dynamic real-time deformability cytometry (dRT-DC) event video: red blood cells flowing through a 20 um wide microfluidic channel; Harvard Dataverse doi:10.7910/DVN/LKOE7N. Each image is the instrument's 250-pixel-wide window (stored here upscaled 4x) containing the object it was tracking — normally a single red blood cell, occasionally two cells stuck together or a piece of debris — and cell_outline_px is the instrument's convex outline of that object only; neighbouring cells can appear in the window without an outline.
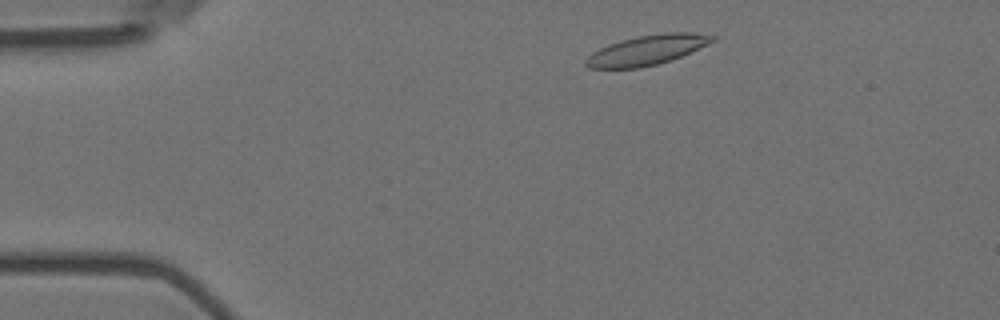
{"species": "Egyptian fruit bat (a non-hibernating species)", "species_latin": "Rousettus aegyptiacus", "temperature_condition": "room temperature", "stored_images_in_passage": 4, "camera_frame_rate_fps": 3000, "um_per_image_px": 0.085, "animal": {"sex": "female"}, "frame": {"image": 1, "passage_image": 1, "time_ms": 0.0, "image_size_px": [1000, 320], "cell_outline_px": [[716, 40], [708, 44], [680, 56], [656, 64], [640, 68], [588, 68], [584, 64], [584, 60], [592, 52], [608, 44], [620, 40], [640, 36], [664, 32], [692, 32], [716, 36]], "centroid_in_image_um": [54.97, 4.25], "position_along_channel_um": 30.0, "area_um2": 21.85}}
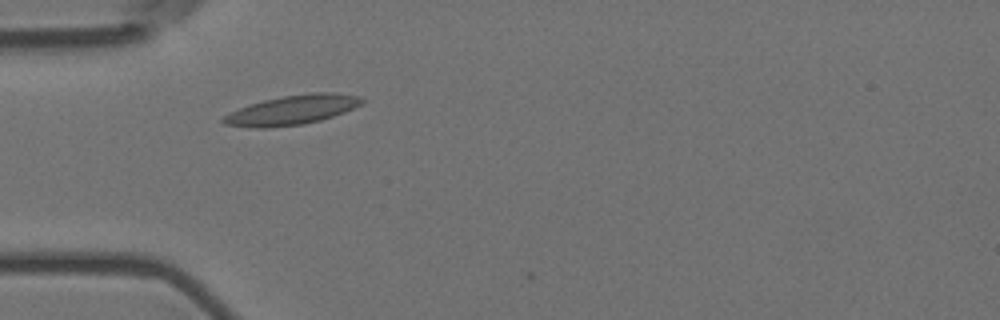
{"frame": {"image": 2, "passage_image": 3, "time_ms": 0.667, "image_size_px": [1000, 320], "cell_outline_px": [[364, 104], [344, 112], [320, 120], [304, 124], [268, 128], [252, 128], [224, 124], [220, 120], [224, 116], [248, 104], [264, 100], [284, 96], [312, 92], [332, 92], [360, 96], [364, 100]], "centroid_in_image_um": [24.85, 9.35], "position_along_channel_um": 60.2, "area_um2": 23.81}}
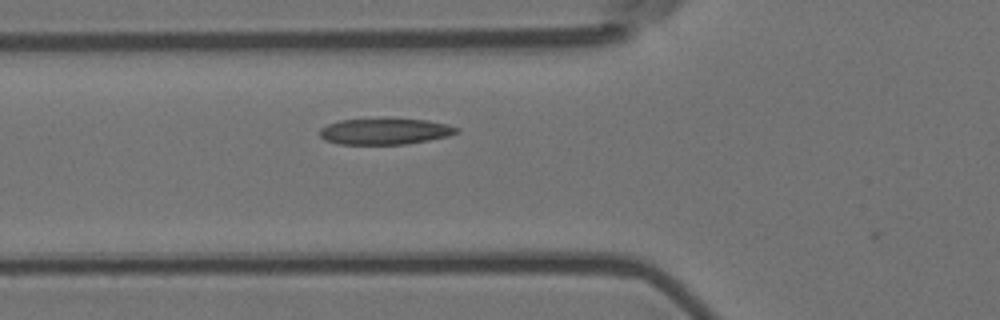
{"frame": {"image": 3, "passage_image": 4, "time_ms": 1.0, "image_size_px": [1000, 320], "cell_outline_px": [[460, 132], [448, 136], [428, 140], [404, 144], [340, 144], [324, 140], [320, 136], [320, 128], [328, 124], [340, 120], [428, 120], [448, 124], [460, 128]], "centroid_in_image_um": [32.74, 11.18], "position_along_channel_um": 93.1, "area_um2": 20.46}}